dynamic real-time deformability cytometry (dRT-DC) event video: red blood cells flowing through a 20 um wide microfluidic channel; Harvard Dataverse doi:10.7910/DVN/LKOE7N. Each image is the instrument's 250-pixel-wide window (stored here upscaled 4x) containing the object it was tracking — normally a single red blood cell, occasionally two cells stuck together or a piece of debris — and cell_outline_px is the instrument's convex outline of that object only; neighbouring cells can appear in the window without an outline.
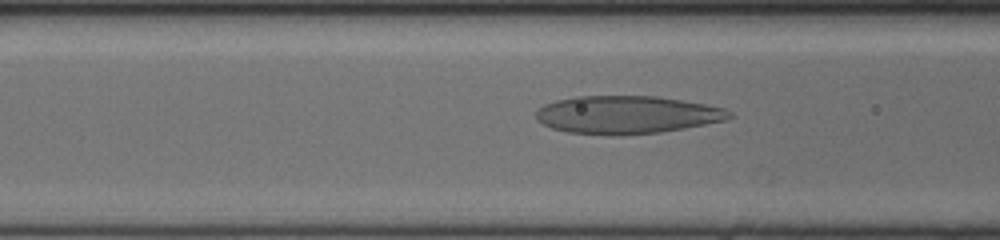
{"species": "human", "species_latin": "Homo sapiens", "temperature_condition": "cold", "stored_images_in_passage": 58, "camera_frame_rate_fps": 3000, "um_per_image_px": 0.085, "donor": {"sex": "female"}, "frame": {"image": 1, "passage_image": 23, "time_ms": 7.333, "image_size_px": [1000, 240], "cell_outline_px": [[736, 116], [724, 120], [684, 128], [660, 132], [616, 136], [612, 136], [568, 132], [552, 128], [536, 120], [536, 112], [544, 104], [556, 100], [576, 96], [656, 96], [704, 104], [724, 108], [732, 112]], "centroid_in_image_um": [53.27, 9.76], "position_along_channel_um": 113.3, "area_um2": 42.71}}
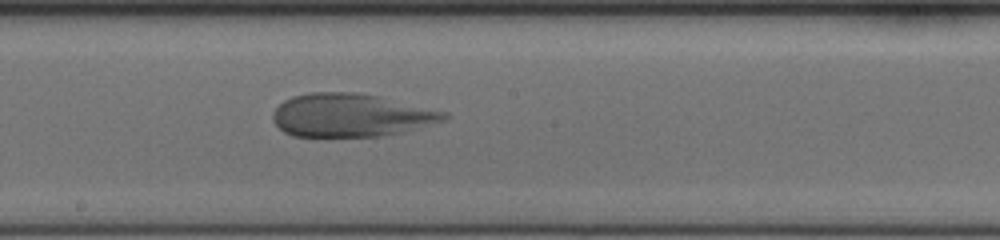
{"frame": {"image": 2, "passage_image": 32, "time_ms": 10.333, "image_size_px": [1000, 240], "cell_outline_px": [[452, 116], [444, 120], [400, 132], [380, 136], [292, 136], [284, 132], [272, 120], [272, 112], [284, 100], [292, 96], [308, 92], [360, 92], [380, 96], [448, 112]], "centroid_in_image_um": [29.81, 9.77], "position_along_channel_um": 218.4, "area_um2": 43.12}}
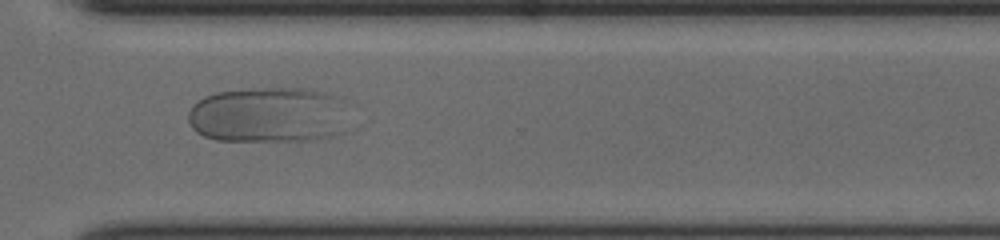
{"frame": {"image": 3, "passage_image": 43, "time_ms": 14.0, "image_size_px": [1000, 240], "cell_outline_px": [[344, 132], [332, 136], [312, 140], [216, 140], [204, 136], [196, 132], [192, 128], [188, 120], [188, 112], [192, 104], [204, 96], [216, 92], [260, 88], [304, 88], [324, 92], [332, 96]], "centroid_in_image_um": [22.61, 9.78], "position_along_channel_um": 348.0, "area_um2": 50.86}}